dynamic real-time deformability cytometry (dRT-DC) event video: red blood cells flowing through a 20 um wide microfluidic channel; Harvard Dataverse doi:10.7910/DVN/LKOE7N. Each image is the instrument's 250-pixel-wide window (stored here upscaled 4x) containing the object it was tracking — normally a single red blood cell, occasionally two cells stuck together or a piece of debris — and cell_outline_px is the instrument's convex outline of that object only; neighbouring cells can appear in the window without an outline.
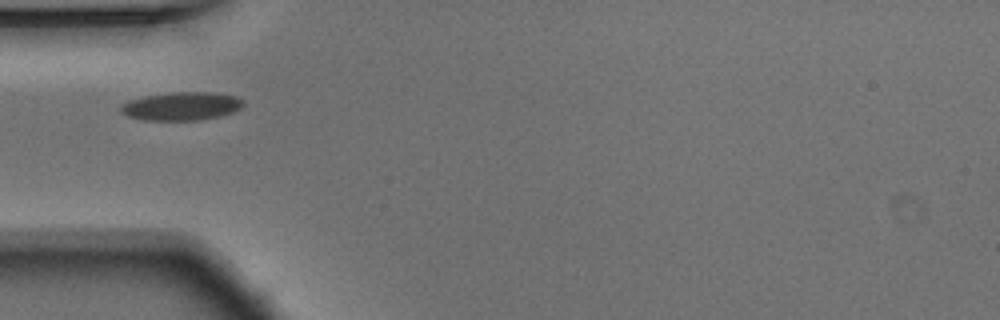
{"species": "Egyptian fruit bat (a non-hibernating species)", "species_latin": "Rousettus aegyptiacus", "temperature_condition": "warm", "stored_images_in_passage": 9, "camera_frame_rate_fps": 3000, "um_per_image_px": 0.085, "animal": {"sex": "male"}, "frame": {"image": 1, "passage_image": 1, "time_ms": 0.0, "image_size_px": [1000, 320], "cell_outline_px": [[244, 104], [240, 108], [232, 112], [220, 116], [200, 120], [144, 120], [128, 116], [120, 112], [120, 104], [128, 100], [144, 96], [172, 92], [212, 92], [236, 96], [244, 100]], "centroid_in_image_um": [15.41, 9.02], "position_along_channel_um": 69.6, "area_um2": 20.35}}
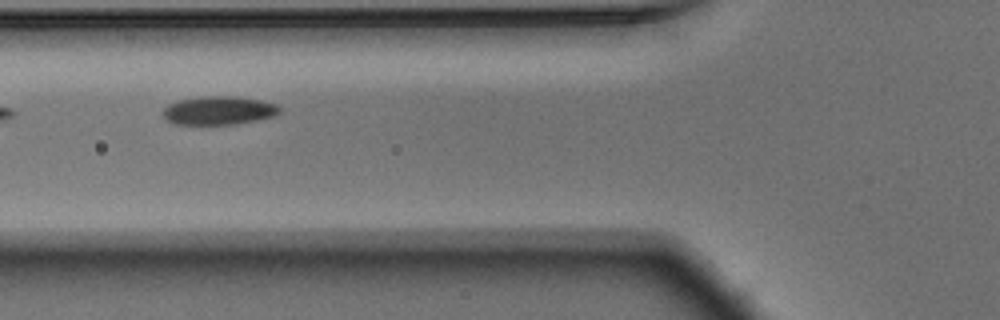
{"frame": {"image": 2, "passage_image": 4, "time_ms": 1.0, "image_size_px": [1000, 320], "cell_outline_px": [[280, 112], [276, 116], [236, 124], [172, 124], [164, 116], [164, 108], [168, 104], [180, 100], [200, 96], [232, 96], [260, 100], [276, 104], [280, 108]], "centroid_in_image_um": [18.61, 9.39], "position_along_channel_um": 107.2, "area_um2": 19.31}}
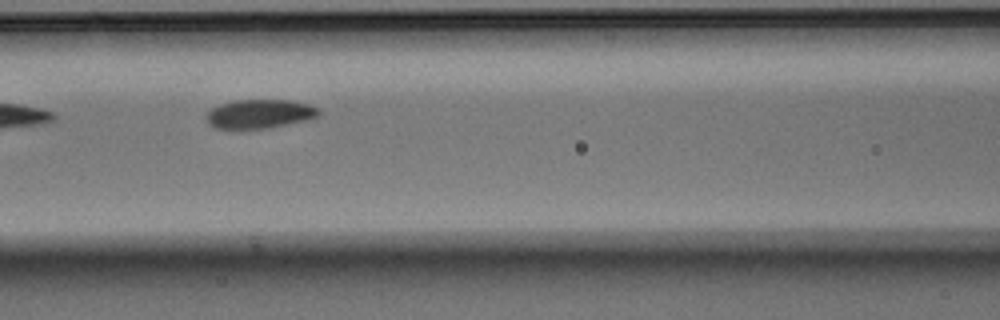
{"frame": {"image": 3, "passage_image": 7, "time_ms": 2.0, "image_size_px": [1000, 320], "cell_outline_px": [[320, 112], [316, 116], [308, 120], [268, 128], [216, 128], [208, 124], [208, 112], [212, 108], [220, 104], [232, 100], [288, 100], [308, 104], [316, 108]], "centroid_in_image_um": [22.06, 9.67], "position_along_channel_um": 144.5, "area_um2": 18.67}}